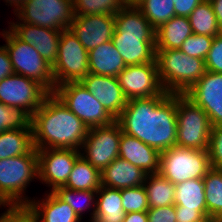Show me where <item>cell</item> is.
<instances>
[{
  "label": "cell",
  "instance_id": "1",
  "mask_svg": "<svg viewBox=\"0 0 222 222\" xmlns=\"http://www.w3.org/2000/svg\"><path fill=\"white\" fill-rule=\"evenodd\" d=\"M116 121L122 132L159 152L168 150L177 141V94L163 91L157 96L129 100Z\"/></svg>",
  "mask_w": 222,
  "mask_h": 222
},
{
  "label": "cell",
  "instance_id": "2",
  "mask_svg": "<svg viewBox=\"0 0 222 222\" xmlns=\"http://www.w3.org/2000/svg\"><path fill=\"white\" fill-rule=\"evenodd\" d=\"M31 126L36 150H83L82 145L89 130L54 93H49L32 115Z\"/></svg>",
  "mask_w": 222,
  "mask_h": 222
},
{
  "label": "cell",
  "instance_id": "3",
  "mask_svg": "<svg viewBox=\"0 0 222 222\" xmlns=\"http://www.w3.org/2000/svg\"><path fill=\"white\" fill-rule=\"evenodd\" d=\"M113 45L126 66L156 62L155 30L137 7L124 6L115 15Z\"/></svg>",
  "mask_w": 222,
  "mask_h": 222
},
{
  "label": "cell",
  "instance_id": "4",
  "mask_svg": "<svg viewBox=\"0 0 222 222\" xmlns=\"http://www.w3.org/2000/svg\"><path fill=\"white\" fill-rule=\"evenodd\" d=\"M158 76L164 91L184 94L206 72L205 61L190 57L180 49L156 50Z\"/></svg>",
  "mask_w": 222,
  "mask_h": 222
},
{
  "label": "cell",
  "instance_id": "5",
  "mask_svg": "<svg viewBox=\"0 0 222 222\" xmlns=\"http://www.w3.org/2000/svg\"><path fill=\"white\" fill-rule=\"evenodd\" d=\"M38 179V153L0 160V206L28 205L31 200L23 193L32 179ZM23 198V199H22Z\"/></svg>",
  "mask_w": 222,
  "mask_h": 222
},
{
  "label": "cell",
  "instance_id": "6",
  "mask_svg": "<svg viewBox=\"0 0 222 222\" xmlns=\"http://www.w3.org/2000/svg\"><path fill=\"white\" fill-rule=\"evenodd\" d=\"M15 74L23 75L41 84L49 93H53L56 85L52 74V66L41 57L32 44L20 40L10 29L2 33Z\"/></svg>",
  "mask_w": 222,
  "mask_h": 222
},
{
  "label": "cell",
  "instance_id": "7",
  "mask_svg": "<svg viewBox=\"0 0 222 222\" xmlns=\"http://www.w3.org/2000/svg\"><path fill=\"white\" fill-rule=\"evenodd\" d=\"M211 168L208 150L175 145L160 152L159 173L174 185L191 179H203Z\"/></svg>",
  "mask_w": 222,
  "mask_h": 222
},
{
  "label": "cell",
  "instance_id": "8",
  "mask_svg": "<svg viewBox=\"0 0 222 222\" xmlns=\"http://www.w3.org/2000/svg\"><path fill=\"white\" fill-rule=\"evenodd\" d=\"M212 125L204 110L185 94H177V141L180 147L208 150Z\"/></svg>",
  "mask_w": 222,
  "mask_h": 222
},
{
  "label": "cell",
  "instance_id": "9",
  "mask_svg": "<svg viewBox=\"0 0 222 222\" xmlns=\"http://www.w3.org/2000/svg\"><path fill=\"white\" fill-rule=\"evenodd\" d=\"M62 103L90 129L106 126L115 119L102 104L79 82H66L56 86L53 92Z\"/></svg>",
  "mask_w": 222,
  "mask_h": 222
},
{
  "label": "cell",
  "instance_id": "10",
  "mask_svg": "<svg viewBox=\"0 0 222 222\" xmlns=\"http://www.w3.org/2000/svg\"><path fill=\"white\" fill-rule=\"evenodd\" d=\"M88 73H90L88 51L69 28L62 30L58 43V56L52 66L55 85L79 82Z\"/></svg>",
  "mask_w": 222,
  "mask_h": 222
},
{
  "label": "cell",
  "instance_id": "11",
  "mask_svg": "<svg viewBox=\"0 0 222 222\" xmlns=\"http://www.w3.org/2000/svg\"><path fill=\"white\" fill-rule=\"evenodd\" d=\"M15 15L22 23L62 31L74 19L73 0H28Z\"/></svg>",
  "mask_w": 222,
  "mask_h": 222
},
{
  "label": "cell",
  "instance_id": "12",
  "mask_svg": "<svg viewBox=\"0 0 222 222\" xmlns=\"http://www.w3.org/2000/svg\"><path fill=\"white\" fill-rule=\"evenodd\" d=\"M121 133L122 129L116 120L106 126L90 128L82 145L84 152L80 153L81 156L102 171L119 157Z\"/></svg>",
  "mask_w": 222,
  "mask_h": 222
},
{
  "label": "cell",
  "instance_id": "13",
  "mask_svg": "<svg viewBox=\"0 0 222 222\" xmlns=\"http://www.w3.org/2000/svg\"><path fill=\"white\" fill-rule=\"evenodd\" d=\"M48 94L41 84L23 75L14 73L0 81V102L23 109L31 116Z\"/></svg>",
  "mask_w": 222,
  "mask_h": 222
},
{
  "label": "cell",
  "instance_id": "14",
  "mask_svg": "<svg viewBox=\"0 0 222 222\" xmlns=\"http://www.w3.org/2000/svg\"><path fill=\"white\" fill-rule=\"evenodd\" d=\"M80 151L54 148L37 150L38 179L52 187V192L59 187H64L75 161L81 156Z\"/></svg>",
  "mask_w": 222,
  "mask_h": 222
},
{
  "label": "cell",
  "instance_id": "15",
  "mask_svg": "<svg viewBox=\"0 0 222 222\" xmlns=\"http://www.w3.org/2000/svg\"><path fill=\"white\" fill-rule=\"evenodd\" d=\"M117 78L128 101L157 96L164 91L157 62L126 66Z\"/></svg>",
  "mask_w": 222,
  "mask_h": 222
},
{
  "label": "cell",
  "instance_id": "16",
  "mask_svg": "<svg viewBox=\"0 0 222 222\" xmlns=\"http://www.w3.org/2000/svg\"><path fill=\"white\" fill-rule=\"evenodd\" d=\"M208 115L212 127L222 125V74L206 71L184 93Z\"/></svg>",
  "mask_w": 222,
  "mask_h": 222
},
{
  "label": "cell",
  "instance_id": "17",
  "mask_svg": "<svg viewBox=\"0 0 222 222\" xmlns=\"http://www.w3.org/2000/svg\"><path fill=\"white\" fill-rule=\"evenodd\" d=\"M69 29L89 52L98 45L112 40L115 18L114 15L106 14L74 16Z\"/></svg>",
  "mask_w": 222,
  "mask_h": 222
},
{
  "label": "cell",
  "instance_id": "18",
  "mask_svg": "<svg viewBox=\"0 0 222 222\" xmlns=\"http://www.w3.org/2000/svg\"><path fill=\"white\" fill-rule=\"evenodd\" d=\"M80 82L115 120L120 116L128 99L117 77L88 73Z\"/></svg>",
  "mask_w": 222,
  "mask_h": 222
},
{
  "label": "cell",
  "instance_id": "19",
  "mask_svg": "<svg viewBox=\"0 0 222 222\" xmlns=\"http://www.w3.org/2000/svg\"><path fill=\"white\" fill-rule=\"evenodd\" d=\"M10 30L22 41L32 44L48 64L54 65L58 56L61 30L49 29L22 22L9 23Z\"/></svg>",
  "mask_w": 222,
  "mask_h": 222
},
{
  "label": "cell",
  "instance_id": "20",
  "mask_svg": "<svg viewBox=\"0 0 222 222\" xmlns=\"http://www.w3.org/2000/svg\"><path fill=\"white\" fill-rule=\"evenodd\" d=\"M119 157L142 169L146 174L160 171V152L134 136L121 133Z\"/></svg>",
  "mask_w": 222,
  "mask_h": 222
},
{
  "label": "cell",
  "instance_id": "21",
  "mask_svg": "<svg viewBox=\"0 0 222 222\" xmlns=\"http://www.w3.org/2000/svg\"><path fill=\"white\" fill-rule=\"evenodd\" d=\"M147 175L139 167L118 157L101 171V185L120 190L143 186Z\"/></svg>",
  "mask_w": 222,
  "mask_h": 222
},
{
  "label": "cell",
  "instance_id": "22",
  "mask_svg": "<svg viewBox=\"0 0 222 222\" xmlns=\"http://www.w3.org/2000/svg\"><path fill=\"white\" fill-rule=\"evenodd\" d=\"M88 55L92 74L117 77L126 67L112 40L91 49Z\"/></svg>",
  "mask_w": 222,
  "mask_h": 222
},
{
  "label": "cell",
  "instance_id": "23",
  "mask_svg": "<svg viewBox=\"0 0 222 222\" xmlns=\"http://www.w3.org/2000/svg\"><path fill=\"white\" fill-rule=\"evenodd\" d=\"M34 199L28 205L37 214L39 222H80L72 207L50 191L46 198Z\"/></svg>",
  "mask_w": 222,
  "mask_h": 222
},
{
  "label": "cell",
  "instance_id": "24",
  "mask_svg": "<svg viewBox=\"0 0 222 222\" xmlns=\"http://www.w3.org/2000/svg\"><path fill=\"white\" fill-rule=\"evenodd\" d=\"M192 34L188 17L174 16L155 30L156 50L180 49Z\"/></svg>",
  "mask_w": 222,
  "mask_h": 222
},
{
  "label": "cell",
  "instance_id": "25",
  "mask_svg": "<svg viewBox=\"0 0 222 222\" xmlns=\"http://www.w3.org/2000/svg\"><path fill=\"white\" fill-rule=\"evenodd\" d=\"M97 197L93 222H123L126 213L122 206L120 189L101 185L97 190Z\"/></svg>",
  "mask_w": 222,
  "mask_h": 222
},
{
  "label": "cell",
  "instance_id": "26",
  "mask_svg": "<svg viewBox=\"0 0 222 222\" xmlns=\"http://www.w3.org/2000/svg\"><path fill=\"white\" fill-rule=\"evenodd\" d=\"M34 148L32 129L7 130L0 133V160L28 154Z\"/></svg>",
  "mask_w": 222,
  "mask_h": 222
},
{
  "label": "cell",
  "instance_id": "27",
  "mask_svg": "<svg viewBox=\"0 0 222 222\" xmlns=\"http://www.w3.org/2000/svg\"><path fill=\"white\" fill-rule=\"evenodd\" d=\"M101 186V171L80 156L73 165L65 188L97 191Z\"/></svg>",
  "mask_w": 222,
  "mask_h": 222
},
{
  "label": "cell",
  "instance_id": "28",
  "mask_svg": "<svg viewBox=\"0 0 222 222\" xmlns=\"http://www.w3.org/2000/svg\"><path fill=\"white\" fill-rule=\"evenodd\" d=\"M203 179H191L175 185V206L189 210H207Z\"/></svg>",
  "mask_w": 222,
  "mask_h": 222
},
{
  "label": "cell",
  "instance_id": "29",
  "mask_svg": "<svg viewBox=\"0 0 222 222\" xmlns=\"http://www.w3.org/2000/svg\"><path fill=\"white\" fill-rule=\"evenodd\" d=\"M144 187L150 208L174 205L175 185L160 173L147 175Z\"/></svg>",
  "mask_w": 222,
  "mask_h": 222
},
{
  "label": "cell",
  "instance_id": "30",
  "mask_svg": "<svg viewBox=\"0 0 222 222\" xmlns=\"http://www.w3.org/2000/svg\"><path fill=\"white\" fill-rule=\"evenodd\" d=\"M207 215L210 220L222 219V169L211 168L203 178Z\"/></svg>",
  "mask_w": 222,
  "mask_h": 222
},
{
  "label": "cell",
  "instance_id": "31",
  "mask_svg": "<svg viewBox=\"0 0 222 222\" xmlns=\"http://www.w3.org/2000/svg\"><path fill=\"white\" fill-rule=\"evenodd\" d=\"M192 32L215 37L221 31L209 1L203 0L188 16Z\"/></svg>",
  "mask_w": 222,
  "mask_h": 222
},
{
  "label": "cell",
  "instance_id": "32",
  "mask_svg": "<svg viewBox=\"0 0 222 222\" xmlns=\"http://www.w3.org/2000/svg\"><path fill=\"white\" fill-rule=\"evenodd\" d=\"M137 8L154 30L175 16L173 0H143Z\"/></svg>",
  "mask_w": 222,
  "mask_h": 222
},
{
  "label": "cell",
  "instance_id": "33",
  "mask_svg": "<svg viewBox=\"0 0 222 222\" xmlns=\"http://www.w3.org/2000/svg\"><path fill=\"white\" fill-rule=\"evenodd\" d=\"M54 193L62 201L69 204L80 219L82 217L81 214H83V211H85V209L87 210V209H90L92 207H95L92 210L93 212L91 213L92 216L90 218L91 219L90 221L93 222L94 216H95V213H96L97 200L95 198L97 197V195H96L97 191L73 190V189H68V188H65V187H59L54 191ZM83 198H84V202L80 204L79 202H82L80 200H82ZM78 199H80V200H78Z\"/></svg>",
  "mask_w": 222,
  "mask_h": 222
},
{
  "label": "cell",
  "instance_id": "34",
  "mask_svg": "<svg viewBox=\"0 0 222 222\" xmlns=\"http://www.w3.org/2000/svg\"><path fill=\"white\" fill-rule=\"evenodd\" d=\"M123 7V0H73L74 16L115 15Z\"/></svg>",
  "mask_w": 222,
  "mask_h": 222
},
{
  "label": "cell",
  "instance_id": "35",
  "mask_svg": "<svg viewBox=\"0 0 222 222\" xmlns=\"http://www.w3.org/2000/svg\"><path fill=\"white\" fill-rule=\"evenodd\" d=\"M32 116L23 109L0 102V133L7 130L32 129Z\"/></svg>",
  "mask_w": 222,
  "mask_h": 222
},
{
  "label": "cell",
  "instance_id": "36",
  "mask_svg": "<svg viewBox=\"0 0 222 222\" xmlns=\"http://www.w3.org/2000/svg\"><path fill=\"white\" fill-rule=\"evenodd\" d=\"M121 196L125 213L147 212L150 208L144 185L121 189Z\"/></svg>",
  "mask_w": 222,
  "mask_h": 222
},
{
  "label": "cell",
  "instance_id": "37",
  "mask_svg": "<svg viewBox=\"0 0 222 222\" xmlns=\"http://www.w3.org/2000/svg\"><path fill=\"white\" fill-rule=\"evenodd\" d=\"M214 37L207 35L192 34L181 45L180 50L190 57L205 60L211 49Z\"/></svg>",
  "mask_w": 222,
  "mask_h": 222
},
{
  "label": "cell",
  "instance_id": "38",
  "mask_svg": "<svg viewBox=\"0 0 222 222\" xmlns=\"http://www.w3.org/2000/svg\"><path fill=\"white\" fill-rule=\"evenodd\" d=\"M0 222H39L37 214L29 205H8L0 216Z\"/></svg>",
  "mask_w": 222,
  "mask_h": 222
},
{
  "label": "cell",
  "instance_id": "39",
  "mask_svg": "<svg viewBox=\"0 0 222 222\" xmlns=\"http://www.w3.org/2000/svg\"><path fill=\"white\" fill-rule=\"evenodd\" d=\"M208 152L211 167L222 169V125L212 127Z\"/></svg>",
  "mask_w": 222,
  "mask_h": 222
},
{
  "label": "cell",
  "instance_id": "40",
  "mask_svg": "<svg viewBox=\"0 0 222 222\" xmlns=\"http://www.w3.org/2000/svg\"><path fill=\"white\" fill-rule=\"evenodd\" d=\"M204 61L206 71L222 74V32L214 37Z\"/></svg>",
  "mask_w": 222,
  "mask_h": 222
},
{
  "label": "cell",
  "instance_id": "41",
  "mask_svg": "<svg viewBox=\"0 0 222 222\" xmlns=\"http://www.w3.org/2000/svg\"><path fill=\"white\" fill-rule=\"evenodd\" d=\"M147 215L148 222H177L175 205L149 208Z\"/></svg>",
  "mask_w": 222,
  "mask_h": 222
},
{
  "label": "cell",
  "instance_id": "42",
  "mask_svg": "<svg viewBox=\"0 0 222 222\" xmlns=\"http://www.w3.org/2000/svg\"><path fill=\"white\" fill-rule=\"evenodd\" d=\"M177 222H214L209 219L207 210L183 209V206H175Z\"/></svg>",
  "mask_w": 222,
  "mask_h": 222
},
{
  "label": "cell",
  "instance_id": "43",
  "mask_svg": "<svg viewBox=\"0 0 222 222\" xmlns=\"http://www.w3.org/2000/svg\"><path fill=\"white\" fill-rule=\"evenodd\" d=\"M203 0H173L175 16L188 17Z\"/></svg>",
  "mask_w": 222,
  "mask_h": 222
},
{
  "label": "cell",
  "instance_id": "44",
  "mask_svg": "<svg viewBox=\"0 0 222 222\" xmlns=\"http://www.w3.org/2000/svg\"><path fill=\"white\" fill-rule=\"evenodd\" d=\"M14 74L12 63L5 46H0V81Z\"/></svg>",
  "mask_w": 222,
  "mask_h": 222
},
{
  "label": "cell",
  "instance_id": "45",
  "mask_svg": "<svg viewBox=\"0 0 222 222\" xmlns=\"http://www.w3.org/2000/svg\"><path fill=\"white\" fill-rule=\"evenodd\" d=\"M123 222H148L147 212L126 213Z\"/></svg>",
  "mask_w": 222,
  "mask_h": 222
},
{
  "label": "cell",
  "instance_id": "46",
  "mask_svg": "<svg viewBox=\"0 0 222 222\" xmlns=\"http://www.w3.org/2000/svg\"><path fill=\"white\" fill-rule=\"evenodd\" d=\"M213 12L215 13L220 31L222 32V0H211L210 1Z\"/></svg>",
  "mask_w": 222,
  "mask_h": 222
},
{
  "label": "cell",
  "instance_id": "47",
  "mask_svg": "<svg viewBox=\"0 0 222 222\" xmlns=\"http://www.w3.org/2000/svg\"><path fill=\"white\" fill-rule=\"evenodd\" d=\"M11 7L14 5V11L16 12L25 2L28 0H5Z\"/></svg>",
  "mask_w": 222,
  "mask_h": 222
},
{
  "label": "cell",
  "instance_id": "48",
  "mask_svg": "<svg viewBox=\"0 0 222 222\" xmlns=\"http://www.w3.org/2000/svg\"><path fill=\"white\" fill-rule=\"evenodd\" d=\"M143 0H123L126 7H138Z\"/></svg>",
  "mask_w": 222,
  "mask_h": 222
}]
</instances>
